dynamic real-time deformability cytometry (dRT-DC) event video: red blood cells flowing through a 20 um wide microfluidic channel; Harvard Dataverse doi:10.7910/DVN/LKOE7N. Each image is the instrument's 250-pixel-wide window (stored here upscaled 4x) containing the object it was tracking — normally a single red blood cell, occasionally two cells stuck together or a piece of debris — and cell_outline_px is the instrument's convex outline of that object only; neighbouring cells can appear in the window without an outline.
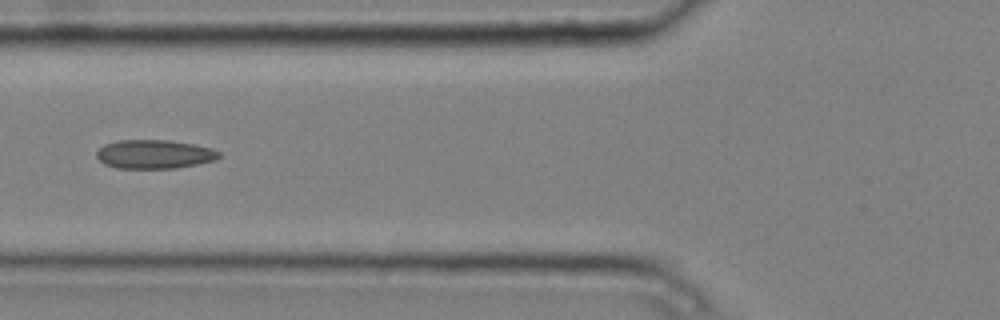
{"species": "common noctule bat (a hibernating species)", "species_latin": "Nyctalus noctula", "temperature_condition": "cold", "stored_images_in_passage": 6, "camera_frame_rate_fps": 3000, "um_per_image_px": 0.085, "animal": {"sex": "male", "body_mass_g": 20.4}, "frame": {"image": 1, "passage_image": 6, "time_ms": 1.667, "image_size_px": [1000, 320], "cell_outline_px": [[220, 156], [216, 160], [176, 168], [116, 168], [104, 164], [96, 156], [96, 152], [104, 144], [116, 140], [168, 140], [196, 144], [212, 148], [220, 152]], "centroid_in_image_um": [13.12, 13.1], "position_along_channel_um": 112.7, "area_um2": 20.69}}